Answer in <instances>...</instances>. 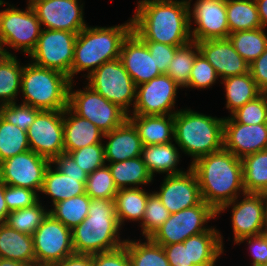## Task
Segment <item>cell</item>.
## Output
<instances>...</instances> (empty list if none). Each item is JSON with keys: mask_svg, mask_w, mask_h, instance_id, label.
I'll return each instance as SVG.
<instances>
[{"mask_svg": "<svg viewBox=\"0 0 267 266\" xmlns=\"http://www.w3.org/2000/svg\"><path fill=\"white\" fill-rule=\"evenodd\" d=\"M229 32L262 28L255 0H226Z\"/></svg>", "mask_w": 267, "mask_h": 266, "instance_id": "obj_34", "label": "cell"}, {"mask_svg": "<svg viewBox=\"0 0 267 266\" xmlns=\"http://www.w3.org/2000/svg\"><path fill=\"white\" fill-rule=\"evenodd\" d=\"M40 111L37 108L23 103L18 105L14 102L1 105V117L26 132Z\"/></svg>", "mask_w": 267, "mask_h": 266, "instance_id": "obj_46", "label": "cell"}, {"mask_svg": "<svg viewBox=\"0 0 267 266\" xmlns=\"http://www.w3.org/2000/svg\"><path fill=\"white\" fill-rule=\"evenodd\" d=\"M0 258L36 266L33 237L18 232L6 223L0 224Z\"/></svg>", "mask_w": 267, "mask_h": 266, "instance_id": "obj_26", "label": "cell"}, {"mask_svg": "<svg viewBox=\"0 0 267 266\" xmlns=\"http://www.w3.org/2000/svg\"><path fill=\"white\" fill-rule=\"evenodd\" d=\"M191 11L190 18L193 17L197 25L193 31L191 30L193 41L228 38L230 32L226 0H196Z\"/></svg>", "mask_w": 267, "mask_h": 266, "instance_id": "obj_18", "label": "cell"}, {"mask_svg": "<svg viewBox=\"0 0 267 266\" xmlns=\"http://www.w3.org/2000/svg\"><path fill=\"white\" fill-rule=\"evenodd\" d=\"M132 32V20L112 27H85L76 38L71 66V82L81 71L89 76L103 63L120 58L123 41Z\"/></svg>", "mask_w": 267, "mask_h": 266, "instance_id": "obj_4", "label": "cell"}, {"mask_svg": "<svg viewBox=\"0 0 267 266\" xmlns=\"http://www.w3.org/2000/svg\"><path fill=\"white\" fill-rule=\"evenodd\" d=\"M247 241L253 260L251 266H267V238L264 234L241 239L238 243Z\"/></svg>", "mask_w": 267, "mask_h": 266, "instance_id": "obj_52", "label": "cell"}, {"mask_svg": "<svg viewBox=\"0 0 267 266\" xmlns=\"http://www.w3.org/2000/svg\"><path fill=\"white\" fill-rule=\"evenodd\" d=\"M163 181L160 191L155 193L171 214L203 201L197 175L190 167L182 174L166 175Z\"/></svg>", "mask_w": 267, "mask_h": 266, "instance_id": "obj_19", "label": "cell"}, {"mask_svg": "<svg viewBox=\"0 0 267 266\" xmlns=\"http://www.w3.org/2000/svg\"><path fill=\"white\" fill-rule=\"evenodd\" d=\"M36 266H52L74 254L72 230L50 214L33 233Z\"/></svg>", "mask_w": 267, "mask_h": 266, "instance_id": "obj_12", "label": "cell"}, {"mask_svg": "<svg viewBox=\"0 0 267 266\" xmlns=\"http://www.w3.org/2000/svg\"><path fill=\"white\" fill-rule=\"evenodd\" d=\"M41 26V22L29 3L24 11L13 6L2 10L0 15V47L7 55H12V53L7 51L4 45L22 50L29 56L36 47L42 31Z\"/></svg>", "mask_w": 267, "mask_h": 266, "instance_id": "obj_7", "label": "cell"}, {"mask_svg": "<svg viewBox=\"0 0 267 266\" xmlns=\"http://www.w3.org/2000/svg\"><path fill=\"white\" fill-rule=\"evenodd\" d=\"M70 83L68 76L59 71L28 63L21 77L23 104L39 110H64L68 107Z\"/></svg>", "mask_w": 267, "mask_h": 266, "instance_id": "obj_6", "label": "cell"}, {"mask_svg": "<svg viewBox=\"0 0 267 266\" xmlns=\"http://www.w3.org/2000/svg\"><path fill=\"white\" fill-rule=\"evenodd\" d=\"M121 225L113 199H91L88 216L72 229L76 254H96L116 250L125 244L120 240Z\"/></svg>", "mask_w": 267, "mask_h": 266, "instance_id": "obj_3", "label": "cell"}, {"mask_svg": "<svg viewBox=\"0 0 267 266\" xmlns=\"http://www.w3.org/2000/svg\"><path fill=\"white\" fill-rule=\"evenodd\" d=\"M120 59L136 86L161 75L154 56L134 32L123 41Z\"/></svg>", "mask_w": 267, "mask_h": 266, "instance_id": "obj_21", "label": "cell"}, {"mask_svg": "<svg viewBox=\"0 0 267 266\" xmlns=\"http://www.w3.org/2000/svg\"><path fill=\"white\" fill-rule=\"evenodd\" d=\"M231 116L241 124L267 123V92H262L255 99L234 111Z\"/></svg>", "mask_w": 267, "mask_h": 266, "instance_id": "obj_44", "label": "cell"}, {"mask_svg": "<svg viewBox=\"0 0 267 266\" xmlns=\"http://www.w3.org/2000/svg\"><path fill=\"white\" fill-rule=\"evenodd\" d=\"M30 150L50 161L64 152L63 110H41L27 130Z\"/></svg>", "mask_w": 267, "mask_h": 266, "instance_id": "obj_14", "label": "cell"}, {"mask_svg": "<svg viewBox=\"0 0 267 266\" xmlns=\"http://www.w3.org/2000/svg\"><path fill=\"white\" fill-rule=\"evenodd\" d=\"M141 158L152 177L155 172L167 173V176L184 173V171L176 169L180 156L172 142L143 146Z\"/></svg>", "mask_w": 267, "mask_h": 266, "instance_id": "obj_28", "label": "cell"}, {"mask_svg": "<svg viewBox=\"0 0 267 266\" xmlns=\"http://www.w3.org/2000/svg\"><path fill=\"white\" fill-rule=\"evenodd\" d=\"M223 148L240 159L267 149V123L247 125L232 116L224 118Z\"/></svg>", "mask_w": 267, "mask_h": 266, "instance_id": "obj_20", "label": "cell"}, {"mask_svg": "<svg viewBox=\"0 0 267 266\" xmlns=\"http://www.w3.org/2000/svg\"><path fill=\"white\" fill-rule=\"evenodd\" d=\"M218 77L213 66L199 53L194 60L189 83L186 87L208 88L216 82Z\"/></svg>", "mask_w": 267, "mask_h": 266, "instance_id": "obj_47", "label": "cell"}, {"mask_svg": "<svg viewBox=\"0 0 267 266\" xmlns=\"http://www.w3.org/2000/svg\"><path fill=\"white\" fill-rule=\"evenodd\" d=\"M228 39L249 65L267 48V35L263 28L230 33Z\"/></svg>", "mask_w": 267, "mask_h": 266, "instance_id": "obj_36", "label": "cell"}, {"mask_svg": "<svg viewBox=\"0 0 267 266\" xmlns=\"http://www.w3.org/2000/svg\"><path fill=\"white\" fill-rule=\"evenodd\" d=\"M171 213L162 204L155 192L148 195L145 214L140 227L144 237H151L154 232L169 218Z\"/></svg>", "mask_w": 267, "mask_h": 266, "instance_id": "obj_43", "label": "cell"}, {"mask_svg": "<svg viewBox=\"0 0 267 266\" xmlns=\"http://www.w3.org/2000/svg\"><path fill=\"white\" fill-rule=\"evenodd\" d=\"M86 78L88 86L129 115V106H134L136 100L137 86L120 58L103 63Z\"/></svg>", "mask_w": 267, "mask_h": 266, "instance_id": "obj_8", "label": "cell"}, {"mask_svg": "<svg viewBox=\"0 0 267 266\" xmlns=\"http://www.w3.org/2000/svg\"><path fill=\"white\" fill-rule=\"evenodd\" d=\"M54 168L51 164L47 167L40 191L50 196L53 204L86 193L85 183L88 177L67 176Z\"/></svg>", "mask_w": 267, "mask_h": 266, "instance_id": "obj_27", "label": "cell"}, {"mask_svg": "<svg viewBox=\"0 0 267 266\" xmlns=\"http://www.w3.org/2000/svg\"><path fill=\"white\" fill-rule=\"evenodd\" d=\"M81 169L90 174L106 165L104 144L97 143L68 152Z\"/></svg>", "mask_w": 267, "mask_h": 266, "instance_id": "obj_45", "label": "cell"}, {"mask_svg": "<svg viewBox=\"0 0 267 266\" xmlns=\"http://www.w3.org/2000/svg\"><path fill=\"white\" fill-rule=\"evenodd\" d=\"M152 56H154V61L158 67V70L161 74L167 73L168 65L171 63L174 58L175 52L178 46H171L168 44H163L153 41H143Z\"/></svg>", "mask_w": 267, "mask_h": 266, "instance_id": "obj_50", "label": "cell"}, {"mask_svg": "<svg viewBox=\"0 0 267 266\" xmlns=\"http://www.w3.org/2000/svg\"><path fill=\"white\" fill-rule=\"evenodd\" d=\"M77 33L42 29L35 49L30 53L36 66L53 69L68 76L71 81V66L74 57Z\"/></svg>", "mask_w": 267, "mask_h": 266, "instance_id": "obj_11", "label": "cell"}, {"mask_svg": "<svg viewBox=\"0 0 267 266\" xmlns=\"http://www.w3.org/2000/svg\"><path fill=\"white\" fill-rule=\"evenodd\" d=\"M223 250L222 235L215 228L190 237L191 261L194 266H215Z\"/></svg>", "mask_w": 267, "mask_h": 266, "instance_id": "obj_29", "label": "cell"}, {"mask_svg": "<svg viewBox=\"0 0 267 266\" xmlns=\"http://www.w3.org/2000/svg\"><path fill=\"white\" fill-rule=\"evenodd\" d=\"M224 118L207 116L191 109L174 114V141L185 152L197 159L223 148Z\"/></svg>", "mask_w": 267, "mask_h": 266, "instance_id": "obj_5", "label": "cell"}, {"mask_svg": "<svg viewBox=\"0 0 267 266\" xmlns=\"http://www.w3.org/2000/svg\"><path fill=\"white\" fill-rule=\"evenodd\" d=\"M79 0H33L30 5L44 26L42 29L79 33L87 25L83 18V4Z\"/></svg>", "mask_w": 267, "mask_h": 266, "instance_id": "obj_17", "label": "cell"}, {"mask_svg": "<svg viewBox=\"0 0 267 266\" xmlns=\"http://www.w3.org/2000/svg\"><path fill=\"white\" fill-rule=\"evenodd\" d=\"M191 0H140L132 20V32L142 41L183 46L191 37Z\"/></svg>", "mask_w": 267, "mask_h": 266, "instance_id": "obj_1", "label": "cell"}, {"mask_svg": "<svg viewBox=\"0 0 267 266\" xmlns=\"http://www.w3.org/2000/svg\"><path fill=\"white\" fill-rule=\"evenodd\" d=\"M93 266H131L127 248L122 247L103 253L92 255Z\"/></svg>", "mask_w": 267, "mask_h": 266, "instance_id": "obj_51", "label": "cell"}, {"mask_svg": "<svg viewBox=\"0 0 267 266\" xmlns=\"http://www.w3.org/2000/svg\"><path fill=\"white\" fill-rule=\"evenodd\" d=\"M196 173L202 200L218 211L245 193L242 160L222 148L190 165Z\"/></svg>", "mask_w": 267, "mask_h": 266, "instance_id": "obj_2", "label": "cell"}, {"mask_svg": "<svg viewBox=\"0 0 267 266\" xmlns=\"http://www.w3.org/2000/svg\"><path fill=\"white\" fill-rule=\"evenodd\" d=\"M4 198L9 211L28 208L39 201L35 191L6 184H4Z\"/></svg>", "mask_w": 267, "mask_h": 266, "instance_id": "obj_48", "label": "cell"}, {"mask_svg": "<svg viewBox=\"0 0 267 266\" xmlns=\"http://www.w3.org/2000/svg\"><path fill=\"white\" fill-rule=\"evenodd\" d=\"M52 266H93L92 255L74 253Z\"/></svg>", "mask_w": 267, "mask_h": 266, "instance_id": "obj_55", "label": "cell"}, {"mask_svg": "<svg viewBox=\"0 0 267 266\" xmlns=\"http://www.w3.org/2000/svg\"><path fill=\"white\" fill-rule=\"evenodd\" d=\"M28 150L27 132L0 117V163Z\"/></svg>", "mask_w": 267, "mask_h": 266, "instance_id": "obj_40", "label": "cell"}, {"mask_svg": "<svg viewBox=\"0 0 267 266\" xmlns=\"http://www.w3.org/2000/svg\"><path fill=\"white\" fill-rule=\"evenodd\" d=\"M128 119L136 127L143 146L167 144L174 139V115H128Z\"/></svg>", "mask_w": 267, "mask_h": 266, "instance_id": "obj_25", "label": "cell"}, {"mask_svg": "<svg viewBox=\"0 0 267 266\" xmlns=\"http://www.w3.org/2000/svg\"><path fill=\"white\" fill-rule=\"evenodd\" d=\"M200 53L223 79L249 72V64L235 50L228 38L197 42Z\"/></svg>", "mask_w": 267, "mask_h": 266, "instance_id": "obj_22", "label": "cell"}, {"mask_svg": "<svg viewBox=\"0 0 267 266\" xmlns=\"http://www.w3.org/2000/svg\"><path fill=\"white\" fill-rule=\"evenodd\" d=\"M199 53L198 43L193 40L178 47L174 58L168 65L166 74L169 75L180 87L186 88L189 83L194 60Z\"/></svg>", "mask_w": 267, "mask_h": 266, "instance_id": "obj_39", "label": "cell"}, {"mask_svg": "<svg viewBox=\"0 0 267 266\" xmlns=\"http://www.w3.org/2000/svg\"><path fill=\"white\" fill-rule=\"evenodd\" d=\"M243 196L240 202L236 198L217 211L220 214L233 205L231 220L236 244L243 238L263 234L267 227V194L244 193Z\"/></svg>", "mask_w": 267, "mask_h": 266, "instance_id": "obj_13", "label": "cell"}, {"mask_svg": "<svg viewBox=\"0 0 267 266\" xmlns=\"http://www.w3.org/2000/svg\"><path fill=\"white\" fill-rule=\"evenodd\" d=\"M262 28L267 26V0H255Z\"/></svg>", "mask_w": 267, "mask_h": 266, "instance_id": "obj_56", "label": "cell"}, {"mask_svg": "<svg viewBox=\"0 0 267 266\" xmlns=\"http://www.w3.org/2000/svg\"><path fill=\"white\" fill-rule=\"evenodd\" d=\"M131 266H170L163 247L155 243L150 237L146 242L125 240Z\"/></svg>", "mask_w": 267, "mask_h": 266, "instance_id": "obj_38", "label": "cell"}, {"mask_svg": "<svg viewBox=\"0 0 267 266\" xmlns=\"http://www.w3.org/2000/svg\"><path fill=\"white\" fill-rule=\"evenodd\" d=\"M249 73L262 92H267V48L249 65Z\"/></svg>", "mask_w": 267, "mask_h": 266, "instance_id": "obj_54", "label": "cell"}, {"mask_svg": "<svg viewBox=\"0 0 267 266\" xmlns=\"http://www.w3.org/2000/svg\"><path fill=\"white\" fill-rule=\"evenodd\" d=\"M73 81L68 90V107L78 116L86 118L104 134L120 126L128 115L117 105L86 85L85 90L72 91Z\"/></svg>", "mask_w": 267, "mask_h": 266, "instance_id": "obj_9", "label": "cell"}, {"mask_svg": "<svg viewBox=\"0 0 267 266\" xmlns=\"http://www.w3.org/2000/svg\"><path fill=\"white\" fill-rule=\"evenodd\" d=\"M68 115V116H66ZM104 133L91 121L75 114L69 107L63 110L64 152L102 143Z\"/></svg>", "mask_w": 267, "mask_h": 266, "instance_id": "obj_24", "label": "cell"}, {"mask_svg": "<svg viewBox=\"0 0 267 266\" xmlns=\"http://www.w3.org/2000/svg\"><path fill=\"white\" fill-rule=\"evenodd\" d=\"M0 266H30V265H27L25 263L16 260L0 258Z\"/></svg>", "mask_w": 267, "mask_h": 266, "instance_id": "obj_58", "label": "cell"}, {"mask_svg": "<svg viewBox=\"0 0 267 266\" xmlns=\"http://www.w3.org/2000/svg\"><path fill=\"white\" fill-rule=\"evenodd\" d=\"M90 202L91 198L86 193L74 196L53 204L49 214L72 230L88 216Z\"/></svg>", "mask_w": 267, "mask_h": 266, "instance_id": "obj_37", "label": "cell"}, {"mask_svg": "<svg viewBox=\"0 0 267 266\" xmlns=\"http://www.w3.org/2000/svg\"><path fill=\"white\" fill-rule=\"evenodd\" d=\"M23 66L15 55L4 54L0 58V105L14 103L19 89Z\"/></svg>", "mask_w": 267, "mask_h": 266, "instance_id": "obj_35", "label": "cell"}, {"mask_svg": "<svg viewBox=\"0 0 267 266\" xmlns=\"http://www.w3.org/2000/svg\"><path fill=\"white\" fill-rule=\"evenodd\" d=\"M263 234H264V235L266 236V238H267V228H265Z\"/></svg>", "mask_w": 267, "mask_h": 266, "instance_id": "obj_61", "label": "cell"}, {"mask_svg": "<svg viewBox=\"0 0 267 266\" xmlns=\"http://www.w3.org/2000/svg\"><path fill=\"white\" fill-rule=\"evenodd\" d=\"M221 83L225 86L226 108L230 114L262 93L249 72L225 78Z\"/></svg>", "mask_w": 267, "mask_h": 266, "instance_id": "obj_32", "label": "cell"}, {"mask_svg": "<svg viewBox=\"0 0 267 266\" xmlns=\"http://www.w3.org/2000/svg\"><path fill=\"white\" fill-rule=\"evenodd\" d=\"M50 164L49 159L28 150L0 163V182L40 192Z\"/></svg>", "mask_w": 267, "mask_h": 266, "instance_id": "obj_15", "label": "cell"}, {"mask_svg": "<svg viewBox=\"0 0 267 266\" xmlns=\"http://www.w3.org/2000/svg\"><path fill=\"white\" fill-rule=\"evenodd\" d=\"M149 194L140 187L118 189L114 201L115 213L120 225L125 220L142 222Z\"/></svg>", "mask_w": 267, "mask_h": 266, "instance_id": "obj_30", "label": "cell"}, {"mask_svg": "<svg viewBox=\"0 0 267 266\" xmlns=\"http://www.w3.org/2000/svg\"><path fill=\"white\" fill-rule=\"evenodd\" d=\"M41 204L38 201L31 207L10 211L5 223L18 232L32 236L49 214Z\"/></svg>", "mask_w": 267, "mask_h": 266, "instance_id": "obj_41", "label": "cell"}, {"mask_svg": "<svg viewBox=\"0 0 267 266\" xmlns=\"http://www.w3.org/2000/svg\"><path fill=\"white\" fill-rule=\"evenodd\" d=\"M170 266H194L191 261L190 237L182 243L162 246Z\"/></svg>", "mask_w": 267, "mask_h": 266, "instance_id": "obj_49", "label": "cell"}, {"mask_svg": "<svg viewBox=\"0 0 267 266\" xmlns=\"http://www.w3.org/2000/svg\"><path fill=\"white\" fill-rule=\"evenodd\" d=\"M9 212L4 198V184L0 182V224L6 222Z\"/></svg>", "mask_w": 267, "mask_h": 266, "instance_id": "obj_57", "label": "cell"}, {"mask_svg": "<svg viewBox=\"0 0 267 266\" xmlns=\"http://www.w3.org/2000/svg\"><path fill=\"white\" fill-rule=\"evenodd\" d=\"M85 192L91 199H115L118 188L107 165L88 174Z\"/></svg>", "mask_w": 267, "mask_h": 266, "instance_id": "obj_42", "label": "cell"}, {"mask_svg": "<svg viewBox=\"0 0 267 266\" xmlns=\"http://www.w3.org/2000/svg\"><path fill=\"white\" fill-rule=\"evenodd\" d=\"M3 4L5 5L7 3H5L3 0H0V6H2ZM1 12H2V10L0 11V15H1Z\"/></svg>", "mask_w": 267, "mask_h": 266, "instance_id": "obj_60", "label": "cell"}, {"mask_svg": "<svg viewBox=\"0 0 267 266\" xmlns=\"http://www.w3.org/2000/svg\"><path fill=\"white\" fill-rule=\"evenodd\" d=\"M241 160L245 193L267 194V149L246 155Z\"/></svg>", "mask_w": 267, "mask_h": 266, "instance_id": "obj_33", "label": "cell"}, {"mask_svg": "<svg viewBox=\"0 0 267 266\" xmlns=\"http://www.w3.org/2000/svg\"><path fill=\"white\" fill-rule=\"evenodd\" d=\"M216 216L217 211L202 201L199 205L171 214L150 238L161 246L182 243L188 237L209 230L204 224Z\"/></svg>", "mask_w": 267, "mask_h": 266, "instance_id": "obj_10", "label": "cell"}, {"mask_svg": "<svg viewBox=\"0 0 267 266\" xmlns=\"http://www.w3.org/2000/svg\"><path fill=\"white\" fill-rule=\"evenodd\" d=\"M51 164H55V167L67 176L88 177V173L77 165L69 153L63 152L61 155L55 157L51 161Z\"/></svg>", "mask_w": 267, "mask_h": 266, "instance_id": "obj_53", "label": "cell"}, {"mask_svg": "<svg viewBox=\"0 0 267 266\" xmlns=\"http://www.w3.org/2000/svg\"><path fill=\"white\" fill-rule=\"evenodd\" d=\"M179 87L167 74L138 85L132 115H174L177 111L172 109Z\"/></svg>", "mask_w": 267, "mask_h": 266, "instance_id": "obj_16", "label": "cell"}, {"mask_svg": "<svg viewBox=\"0 0 267 266\" xmlns=\"http://www.w3.org/2000/svg\"><path fill=\"white\" fill-rule=\"evenodd\" d=\"M4 54H5V53H4L3 49L0 47V58H1Z\"/></svg>", "mask_w": 267, "mask_h": 266, "instance_id": "obj_59", "label": "cell"}, {"mask_svg": "<svg viewBox=\"0 0 267 266\" xmlns=\"http://www.w3.org/2000/svg\"><path fill=\"white\" fill-rule=\"evenodd\" d=\"M104 137L109 139L104 144L105 162L115 163L141 156V138L128 118Z\"/></svg>", "mask_w": 267, "mask_h": 266, "instance_id": "obj_23", "label": "cell"}, {"mask_svg": "<svg viewBox=\"0 0 267 266\" xmlns=\"http://www.w3.org/2000/svg\"><path fill=\"white\" fill-rule=\"evenodd\" d=\"M107 166L118 189L128 188L127 185H130V188H138L137 185H145L153 180L141 156L109 163Z\"/></svg>", "mask_w": 267, "mask_h": 266, "instance_id": "obj_31", "label": "cell"}]
</instances>
